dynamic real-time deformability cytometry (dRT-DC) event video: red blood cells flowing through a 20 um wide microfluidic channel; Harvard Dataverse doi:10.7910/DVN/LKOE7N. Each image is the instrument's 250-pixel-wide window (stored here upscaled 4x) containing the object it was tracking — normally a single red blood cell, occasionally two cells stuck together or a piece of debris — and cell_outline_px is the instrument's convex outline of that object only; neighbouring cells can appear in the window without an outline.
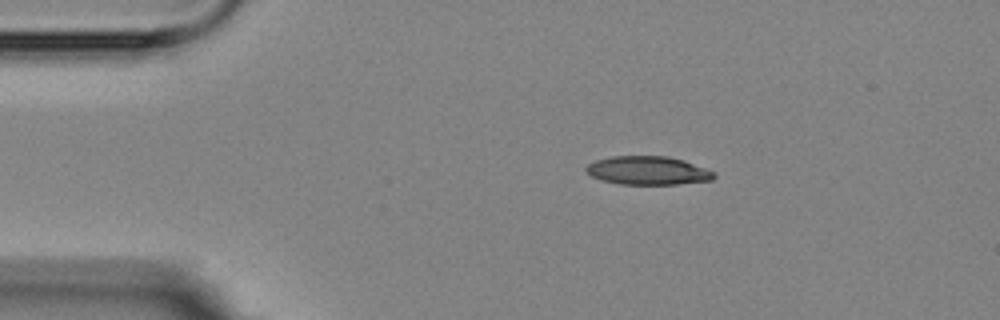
{"species": "Egyptian fruit bat (a non-hibernating species)", "species_latin": "Rousettus aegyptiacus", "temperature_condition": "room temperature", "stored_images_in_passage": 6, "camera_frame_rate_fps": 3000, "um_per_image_px": 0.085, "animal": {"sex": "female"}, "frame": {"image": 1, "passage_image": 1, "time_ms": 0.0, "image_size_px": [1000, 320], "cell_outline_px": [[716, 176], [712, 180], [676, 184], [620, 184], [600, 180], [584, 172], [584, 168], [588, 164], [596, 160], [612, 156], [668, 156], [684, 160], [716, 172]], "centroid_in_image_um": [55.05, 14.49], "position_along_channel_um": 29.9, "area_um2": 21.39}}
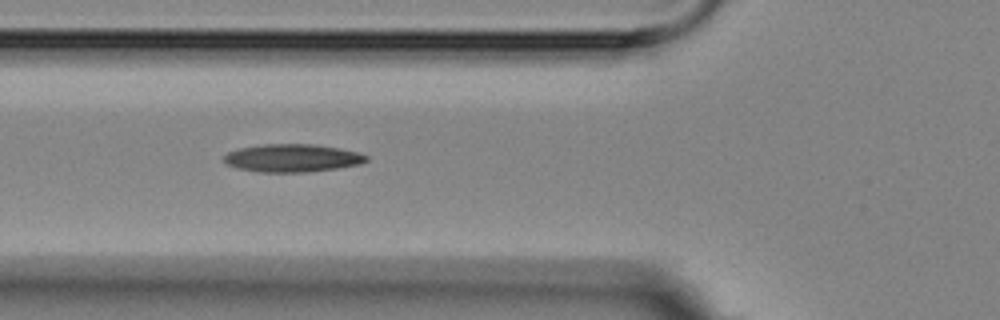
{"frame": {"image": 2, "passage_image": 4, "time_ms": 3.333, "image_size_px": [1000, 320], "cell_outline_px": [[368, 160], [360, 164], [336, 168], [308, 172], [256, 172], [236, 168], [224, 164], [224, 156], [228, 152], [236, 148], [264, 144], [312, 144], [340, 148], [356, 152], [368, 156]], "centroid_in_image_um": [24.79, 13.43], "position_along_channel_um": 101.0, "area_um2": 23.29}}
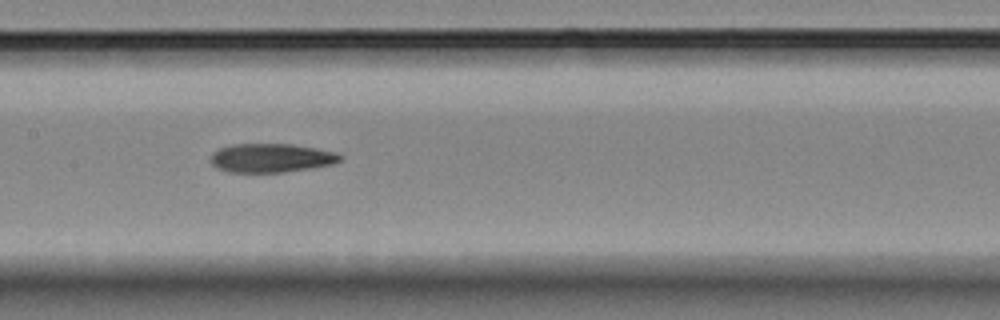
{"frame": {"image": 3, "passage_image": 6, "time_ms": 5.667, "image_size_px": [1000, 320], "cell_outline_px": [[344, 156], [340, 160], [332, 164], [284, 172], [232, 172], [220, 168], [212, 164], [208, 160], [212, 152], [220, 148], [232, 144], [292, 144], [316, 148], [336, 152]], "centroid_in_image_um": [23.04, 13.41], "position_along_channel_um": 184.4, "area_um2": 21.68}}